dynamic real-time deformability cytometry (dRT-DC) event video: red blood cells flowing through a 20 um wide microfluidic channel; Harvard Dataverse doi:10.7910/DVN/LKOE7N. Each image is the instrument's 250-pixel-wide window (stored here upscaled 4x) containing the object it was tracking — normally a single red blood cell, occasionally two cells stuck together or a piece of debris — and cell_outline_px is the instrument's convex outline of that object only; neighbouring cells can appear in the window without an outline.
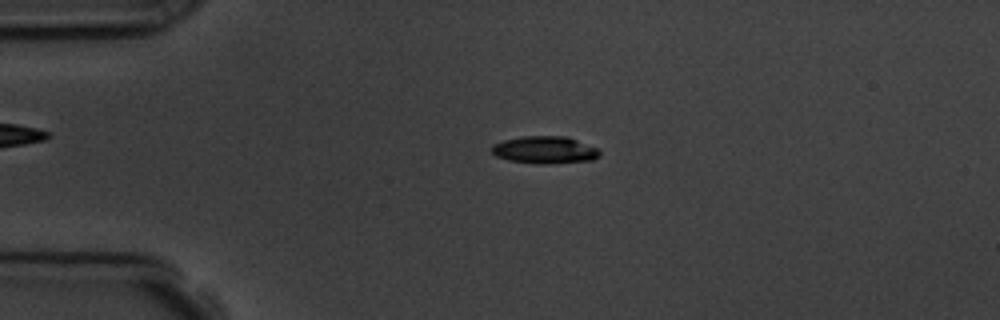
{"species": "common noctule bat (a hibernating species)", "species_latin": "Nyctalus noctula", "temperature_condition": "room temperature", "stored_images_in_passage": 6, "camera_frame_rate_fps": 3000, "um_per_image_px": 0.085, "animal": {"sex": "male", "body_mass_g": 19.5, "forearm_length_mm": 54.6}, "frame": {"image": 1, "passage_image": 4, "time_ms": 3.333, "image_size_px": [1000, 320], "cell_outline_px": [[600, 156], [592, 160], [548, 164], [540, 164], [508, 160], [496, 156], [488, 148], [492, 144], [504, 140], [524, 136], [568, 136], [596, 148], [600, 152]], "centroid_in_image_um": [46.27, 12.74], "position_along_channel_um": 38.7, "area_um2": 17.28}}